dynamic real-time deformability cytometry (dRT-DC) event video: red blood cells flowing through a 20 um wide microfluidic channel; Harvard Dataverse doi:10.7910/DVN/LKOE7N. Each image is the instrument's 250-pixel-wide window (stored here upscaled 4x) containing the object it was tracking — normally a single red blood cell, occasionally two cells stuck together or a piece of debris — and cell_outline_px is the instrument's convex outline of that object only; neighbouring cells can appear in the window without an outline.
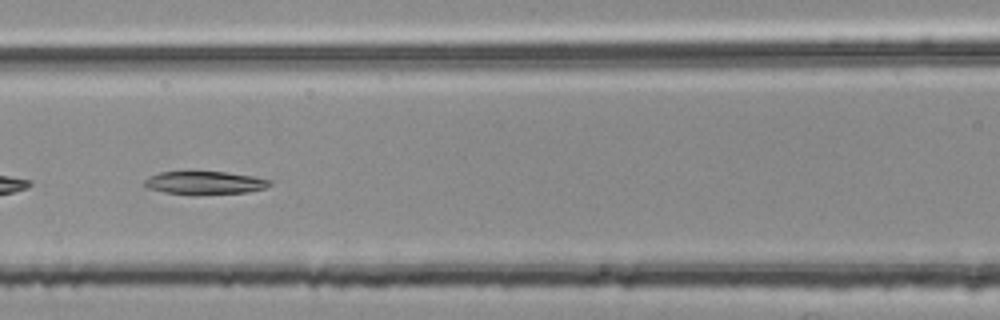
{"species": "common noctule bat (a hibernating species)", "species_latin": "Nyctalus noctula", "temperature_condition": "room temperature", "stored_images_in_passage": 7, "segment_of_instrument_passage": [2, 2], "camera_frame_rate_fps": 3000, "um_per_image_px": 0.085, "animal": {"sex": "female", "body_mass_g": 25.1}, "frame": {"image": 1, "passage_image": 5, "time_ms": 1.333, "image_size_px": [1000, 320], "cell_outline_px": [[272, 184], [268, 188], [248, 192], [196, 196], [192, 196], [164, 192], [148, 188], [144, 184], [144, 180], [148, 176], [160, 172], [224, 172], [252, 176], [272, 180]], "centroid_in_image_um": [17.42, 15.57], "position_along_channel_um": 149.2, "area_um2": 17.28}}
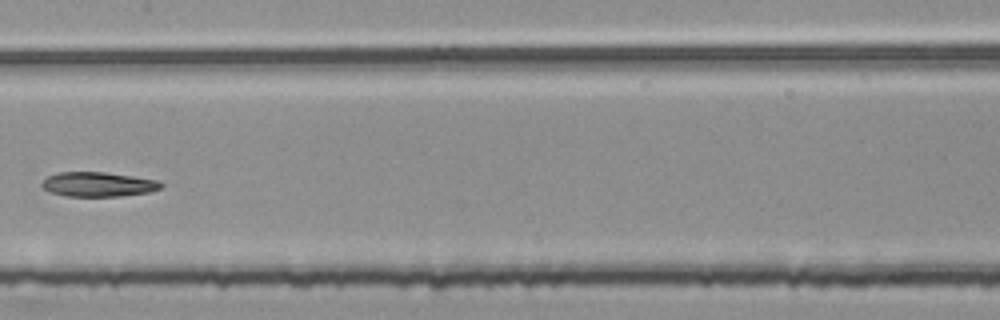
{"frame": {"image": 2, "passage_image": 6, "time_ms": 1.667, "image_size_px": [1000, 320], "cell_outline_px": [[164, 184], [160, 188], [148, 192], [120, 196], [68, 196], [52, 192], [44, 188], [40, 184], [48, 176], [60, 172], [104, 172], [132, 176], [156, 180]], "centroid_in_image_um": [8.34, 15.66], "position_along_channel_um": 199.1, "area_um2": 16.76}}
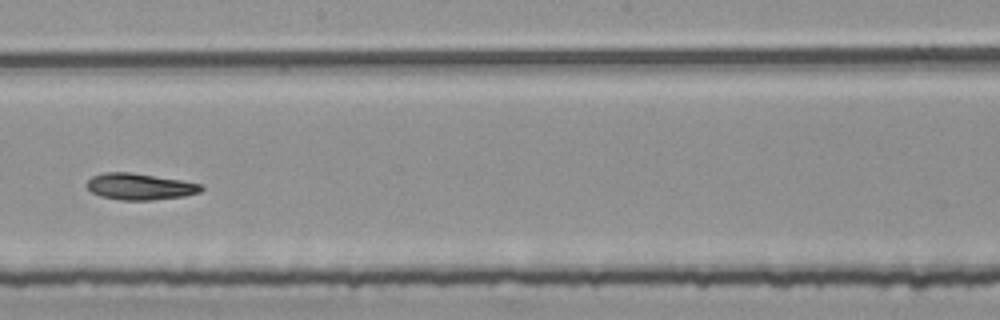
{"frame": {"image": 3, "passage_image": 7, "time_ms": 2.0, "image_size_px": [1000, 320], "cell_outline_px": [[204, 188], [200, 192], [184, 196], [148, 200], [120, 200], [100, 196], [92, 192], [88, 188], [88, 180], [92, 176], [104, 172], [132, 172], [204, 184]], "centroid_in_image_um": [11.9, 15.85], "position_along_channel_um": 236.3, "area_um2": 17.57}}